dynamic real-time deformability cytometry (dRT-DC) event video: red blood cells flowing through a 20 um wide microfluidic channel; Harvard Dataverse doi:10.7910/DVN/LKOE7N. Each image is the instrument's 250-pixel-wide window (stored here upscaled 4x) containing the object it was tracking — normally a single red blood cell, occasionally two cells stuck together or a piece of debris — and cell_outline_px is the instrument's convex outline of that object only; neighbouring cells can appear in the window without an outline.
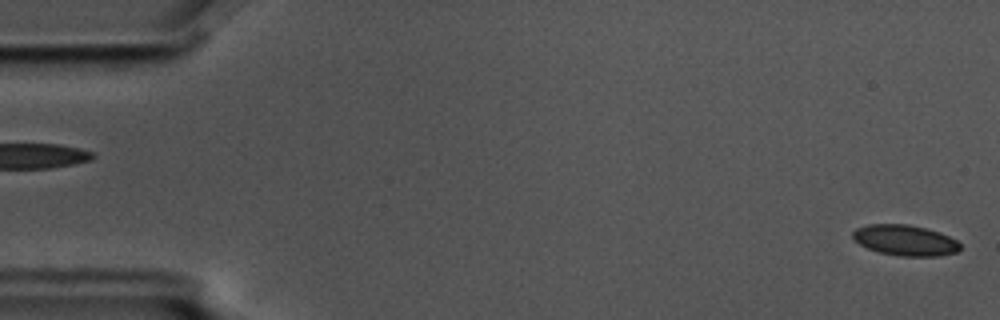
{"species": "common noctule bat (a hibernating species)", "species_latin": "Nyctalus noctula", "temperature_condition": "cold", "stored_images_in_passage": 5, "camera_frame_rate_fps": 3000, "um_per_image_px": 0.085, "animal": {"sex": "male", "body_mass_g": 17.5, "forearm_length_mm": 52.3}, "frame": {"image": 1, "passage_image": 5, "time_ms": 1.333, "image_size_px": [1000, 320], "cell_outline_px": [[960, 248], [956, 252], [940, 256], [900, 256], [880, 252], [868, 248], [860, 244], [852, 236], [852, 232], [856, 228], [868, 224], [908, 224], [940, 232], [956, 240], [960, 244]], "centroid_in_image_um": [76.93, 20.42], "position_along_channel_um": 8.1, "area_um2": 19.07}}